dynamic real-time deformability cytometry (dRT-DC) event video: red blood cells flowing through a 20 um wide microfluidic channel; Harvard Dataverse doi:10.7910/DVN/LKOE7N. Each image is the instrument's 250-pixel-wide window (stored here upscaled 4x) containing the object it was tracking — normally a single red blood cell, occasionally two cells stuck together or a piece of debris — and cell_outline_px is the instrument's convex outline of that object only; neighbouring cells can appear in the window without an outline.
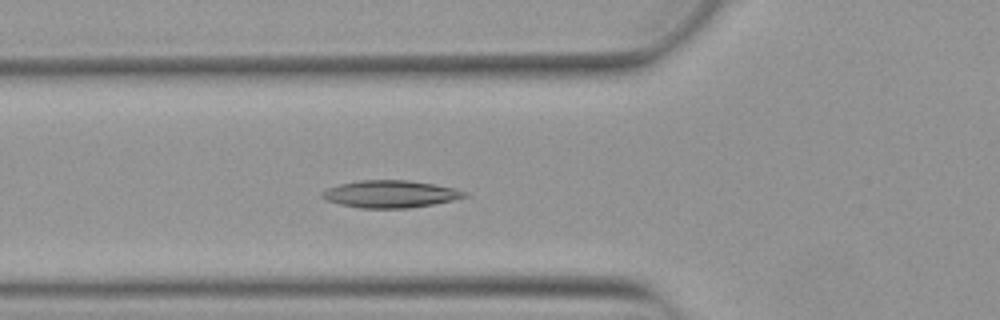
{"species": "Egyptian fruit bat (a non-hibernating species)", "species_latin": "Rousettus aegyptiacus", "temperature_condition": "warm", "stored_images_in_passage": 45, "camera_frame_rate_fps": 3000, "um_per_image_px": 0.085, "animal": {"sex": "female"}, "frame": {"image": 1, "passage_image": 11, "time_ms": 3.333, "image_size_px": [1000, 320], "cell_outline_px": [[468, 196], [452, 200], [432, 204], [408, 208], [360, 208], [340, 204], [328, 200], [320, 196], [320, 192], [328, 188], [340, 184], [360, 180], [408, 180], [436, 184], [456, 188], [468, 192]], "centroid_in_image_um": [33.2, 16.48], "position_along_channel_um": 92.6, "area_um2": 22.66}}
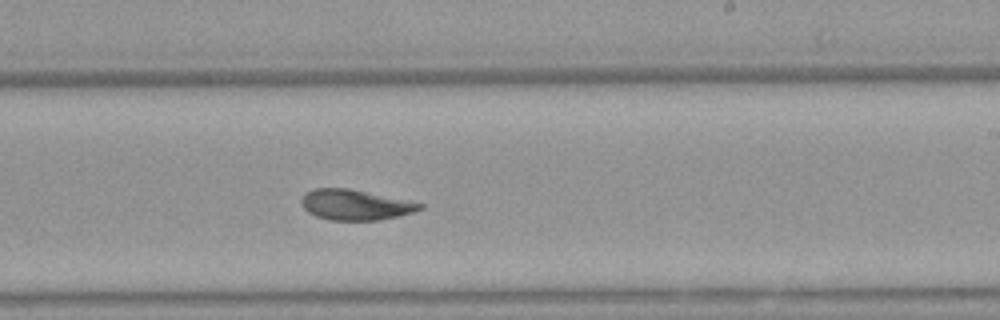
{"frame": {"image": 2, "passage_image": 24, "time_ms": 7.667, "image_size_px": [1000, 320], "cell_outline_px": [[424, 208], [412, 212], [380, 220], [328, 220], [316, 216], [308, 212], [304, 208], [300, 200], [304, 192], [312, 188], [348, 188], [424, 204]], "centroid_in_image_um": [30.13, 17.4], "position_along_channel_um": 258.9, "area_um2": 20.87}}
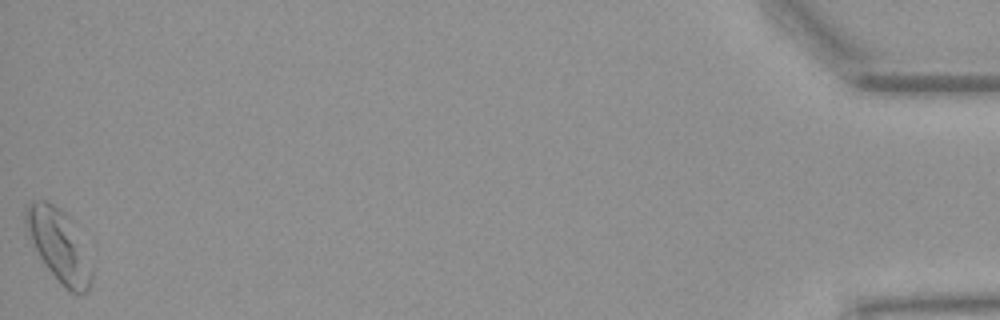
{"frame": {"image": 3, "passage_image": 45, "time_ms": 14.667, "image_size_px": [1000, 320], "cell_outline_px": [[92, 276], [88, 292], [72, 292], [64, 288], [44, 264], [24, 224], [24, 208], [32, 200], [48, 200], [60, 208], [92, 268]], "centroid_in_image_um": [4.92, 20.86], "position_along_channel_um": 430.3, "area_um2": 26.24}, "authors_computed_cell_mechanics": {"area_um2": 21.386, "velocity_mm_per_s": 3.8457, "shape_relaxation_time_tau1_ms": 5.5554, "shape_relaxation_time_tau2_ms": 2.8388, "deformation_change_tau1": 0.1449, "deformation_change_tau2": 0.0981}}